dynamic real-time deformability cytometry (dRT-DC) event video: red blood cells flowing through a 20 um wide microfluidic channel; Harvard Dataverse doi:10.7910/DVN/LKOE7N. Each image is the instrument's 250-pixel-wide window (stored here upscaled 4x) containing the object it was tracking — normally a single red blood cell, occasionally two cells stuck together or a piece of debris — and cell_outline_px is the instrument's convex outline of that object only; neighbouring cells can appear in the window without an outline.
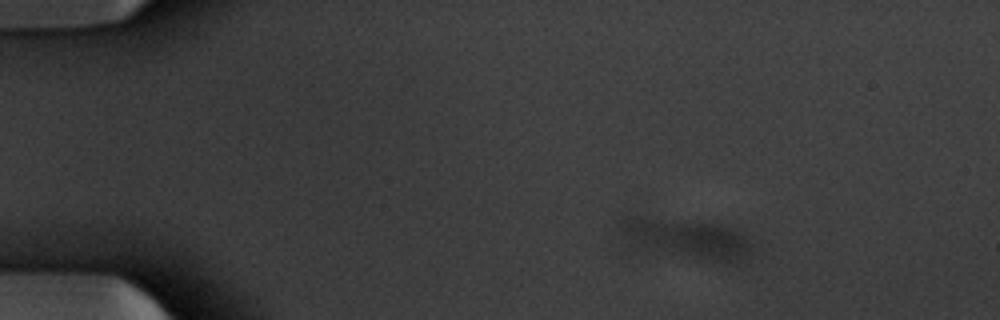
{"species": "common noctule bat (a hibernating species)", "species_latin": "Nyctalus noctula", "temperature_condition": "warm", "stored_images_in_passage": 54, "camera_frame_rate_fps": 3000, "um_per_image_px": 0.085, "animal": {"sex": "male", "body_mass_g": 20.1, "forearm_length_mm": 53.5}, "frame": {"image": 1, "passage_image": 9, "time_ms": 2.667, "image_size_px": [1000, 320], "cell_outline_px": [[756, 248], [748, 260], [744, 264], [736, 268], [636, 248], [616, 224], [620, 216], [628, 216], [712, 224], [728, 228], [752, 236]], "centroid_in_image_um": [58.58, 20.41], "position_along_channel_um": 26.4, "area_um2": 32.43}}
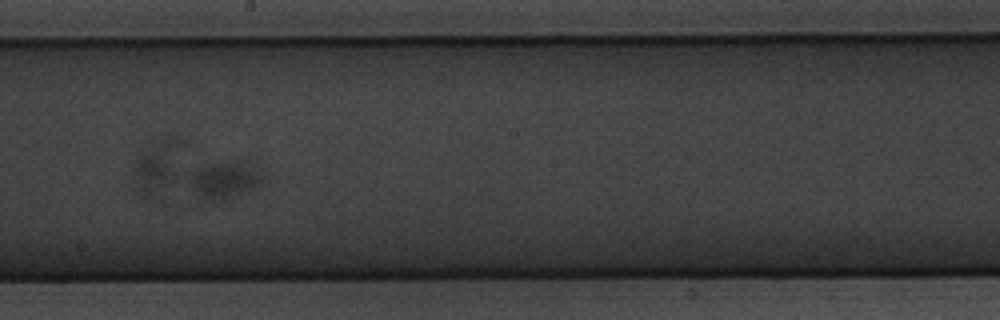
{"frame": {"image": 2, "passage_image": 31, "time_ms": 10.0, "image_size_px": [1000, 320], "cell_outline_px": [[264, 176], [260, 184], [228, 200], [208, 200], [192, 184], [192, 172], [196, 168], [208, 164], [228, 160], [256, 160]], "centroid_in_image_um": [19.28, 15.19], "position_along_channel_um": 228.9, "area_um2": 15.9}}